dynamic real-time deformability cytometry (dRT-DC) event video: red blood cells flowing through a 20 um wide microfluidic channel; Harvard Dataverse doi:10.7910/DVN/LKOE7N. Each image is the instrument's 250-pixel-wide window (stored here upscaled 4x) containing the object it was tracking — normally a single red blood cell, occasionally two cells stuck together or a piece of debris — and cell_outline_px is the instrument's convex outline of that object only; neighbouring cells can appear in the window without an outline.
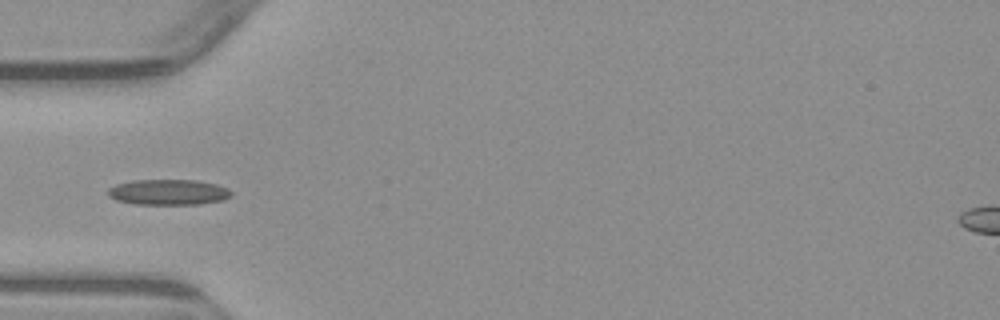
{"species": "common noctule bat (a hibernating species)", "species_latin": "Nyctalus noctula", "temperature_condition": "warm", "stored_images_in_passage": 6, "camera_frame_rate_fps": 3000, "um_per_image_px": 0.085, "animal": {"sex": "male", "body_mass_g": 23.1, "forearm_length_mm": 52.7}, "frame": {"image": 1, "passage_image": 5, "time_ms": 5.0, "image_size_px": [1000, 320], "cell_outline_px": [[232, 196], [224, 200], [200, 204], [136, 204], [116, 200], [108, 196], [108, 188], [116, 184], [132, 180], [196, 180], [216, 184], [228, 188], [232, 192]], "centroid_in_image_um": [14.33, 16.33], "position_along_channel_um": 70.7, "area_um2": 18.5}}
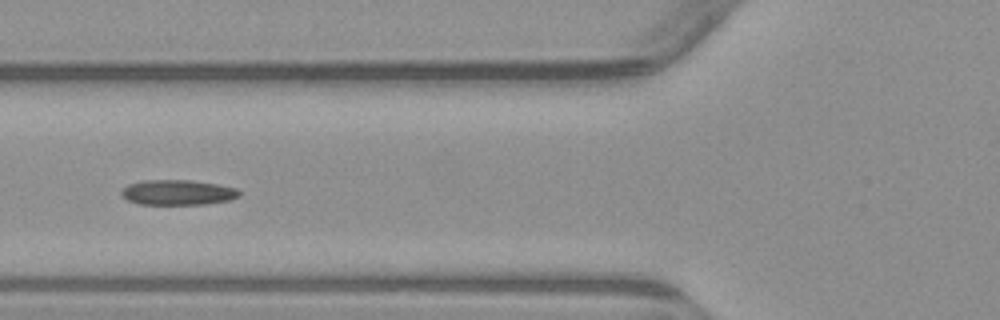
{"frame": {"image": 2, "passage_image": 6, "time_ms": 6.0, "image_size_px": [1000, 320], "cell_outline_px": [[240, 196], [228, 200], [204, 204], [136, 204], [128, 200], [120, 192], [128, 184], [144, 180], [192, 180], [216, 184], [236, 188], [240, 192]], "centroid_in_image_um": [15.1, 16.35], "position_along_channel_um": 110.7, "area_um2": 17.17}}